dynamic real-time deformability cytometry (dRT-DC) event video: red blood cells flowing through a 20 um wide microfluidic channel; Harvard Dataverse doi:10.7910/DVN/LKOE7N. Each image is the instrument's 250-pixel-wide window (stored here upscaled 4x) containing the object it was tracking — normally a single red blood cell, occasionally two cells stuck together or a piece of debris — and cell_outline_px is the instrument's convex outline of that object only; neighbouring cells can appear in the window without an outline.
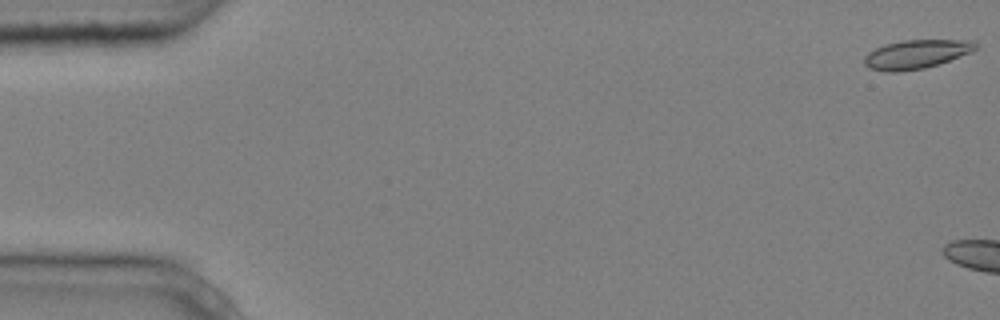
{"species": "common noctule bat (a hibernating species)", "species_latin": "Nyctalus noctula", "temperature_condition": "cold", "stored_images_in_passage": 4, "camera_frame_rate_fps": 3000, "um_per_image_px": 0.085, "animal": {"sex": "male", "body_mass_g": 20.4}, "frame": {"image": 1, "passage_image": 1, "time_ms": 0.0, "image_size_px": [1000, 320], "cell_outline_px": [[976, 48], [972, 52], [924, 68], [896, 72], [888, 72], [868, 68], [864, 64], [864, 56], [868, 52], [884, 44], [904, 40], [976, 40]], "centroid_in_image_um": [77.85, 4.6], "position_along_channel_um": 7.1, "area_um2": 18.61}}